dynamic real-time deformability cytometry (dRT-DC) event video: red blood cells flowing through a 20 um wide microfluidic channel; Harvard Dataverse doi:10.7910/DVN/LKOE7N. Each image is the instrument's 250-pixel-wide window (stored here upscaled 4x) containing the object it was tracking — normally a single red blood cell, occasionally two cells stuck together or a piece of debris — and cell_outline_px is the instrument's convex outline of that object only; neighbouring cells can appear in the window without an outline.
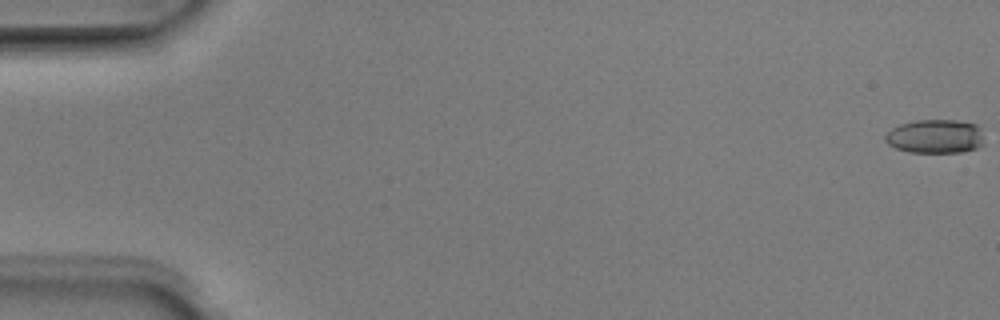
{"species": "Egyptian fruit bat (a non-hibernating species)", "species_latin": "Rousettus aegyptiacus", "temperature_condition": "room temperature", "stored_images_in_passage": 52, "camera_frame_rate_fps": 3000, "um_per_image_px": 0.085, "animal": {"sex": "male"}, "frame": {"image": 1, "passage_image": 1, "time_ms": 0.0, "image_size_px": [1000, 320], "cell_outline_px": [[984, 144], [976, 148], [964, 152], [908, 152], [896, 148], [888, 144], [884, 140], [884, 136], [892, 128], [900, 124], [916, 120], [956, 120], [976, 124], [980, 128]], "centroid_in_image_um": [79.49, 11.59], "position_along_channel_um": 5.5, "area_um2": 19.59}}
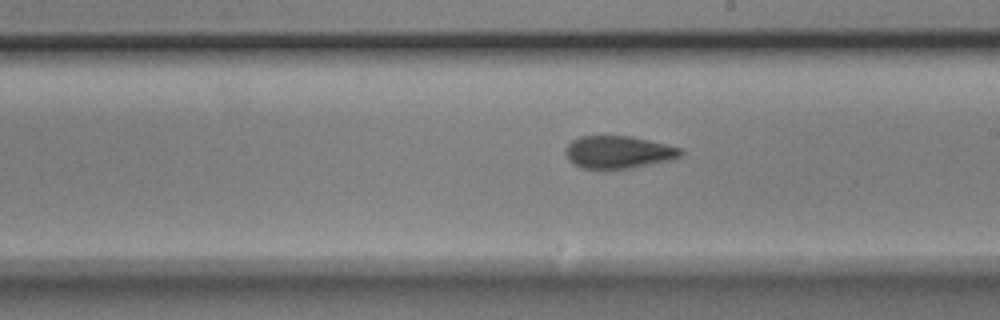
{"frame": {"image": 2, "passage_image": 30, "time_ms": 9.667, "image_size_px": [1000, 320], "cell_outline_px": [[684, 152], [680, 156], [668, 160], [632, 168], [604, 172], [580, 168], [572, 164], [568, 160], [564, 152], [564, 148], [572, 140], [580, 136], [632, 136], [680, 148]], "centroid_in_image_um": [52.46, 12.97], "position_along_channel_um": 236.5, "area_um2": 22.48}}
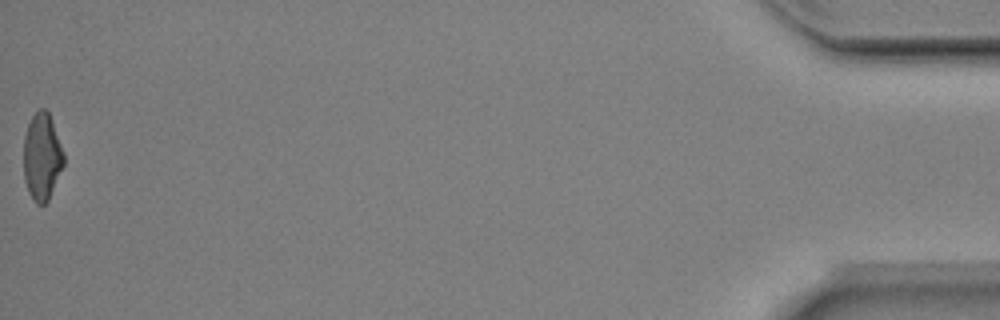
{"frame": {"image": 3, "passage_image": 52, "time_ms": 17.0, "image_size_px": [1000, 320], "cell_outline_px": [[64, 164], [48, 200], [44, 204], [36, 204], [28, 192], [24, 180], [24, 136], [28, 124], [32, 116], [40, 108], [44, 108], [48, 112], [52, 120], [64, 152]], "centroid_in_image_um": [3.57, 13.32], "position_along_channel_um": 431.6, "area_um2": 20.35}, "authors_computed_cell_mechanics": {"area_um2": 21.2993, "velocity_mm_per_s": 4.0124, "shape_relaxation_time_tau1_ms": 5.2983, "shape_relaxation_time_tau2_ms": 3.2459, "deformation_change_tau1": 0.175, "deformation_change_tau2": 0.1052}}